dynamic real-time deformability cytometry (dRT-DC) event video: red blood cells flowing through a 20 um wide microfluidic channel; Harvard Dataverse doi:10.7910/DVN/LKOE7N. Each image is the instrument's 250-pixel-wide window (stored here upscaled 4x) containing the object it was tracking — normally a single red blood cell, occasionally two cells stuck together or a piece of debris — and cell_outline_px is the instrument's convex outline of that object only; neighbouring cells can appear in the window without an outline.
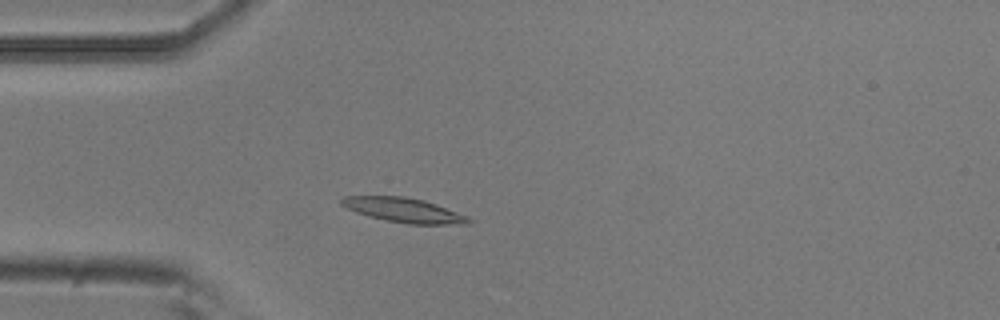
{"species": "common noctule bat (a hibernating species)", "species_latin": "Nyctalus noctula", "temperature_condition": "room temperature", "stored_images_in_passage": 50, "camera_frame_rate_fps": 3000, "um_per_image_px": 0.085, "animal": {"sex": "male", "body_mass_g": 20.5, "forearm_length_mm": 52.5}, "frame": {"image": 1, "passage_image": 11, "time_ms": 3.333, "image_size_px": [1000, 320], "cell_outline_px": [[472, 220], [468, 224], [408, 224], [368, 216], [356, 212], [340, 204], [340, 200], [344, 196], [404, 196], [424, 200], [436, 204], [468, 216]], "centroid_in_image_um": [34.33, 17.85], "position_along_channel_um": 50.7, "area_um2": 18.03}}
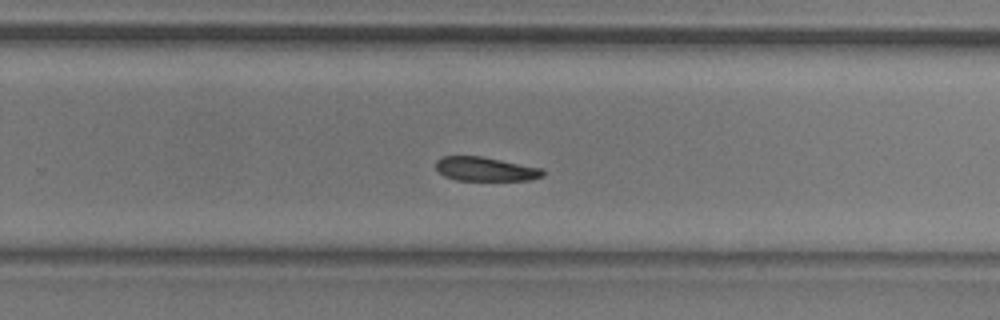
{"frame": {"image": 2, "passage_image": 31, "time_ms": 10.0, "image_size_px": [1000, 320], "cell_outline_px": [[544, 176], [532, 180], [456, 180], [444, 176], [436, 168], [436, 160], [440, 156], [480, 156], [544, 168]], "centroid_in_image_um": [41.28, 14.37], "position_along_channel_um": 288.5, "area_um2": 15.09}}
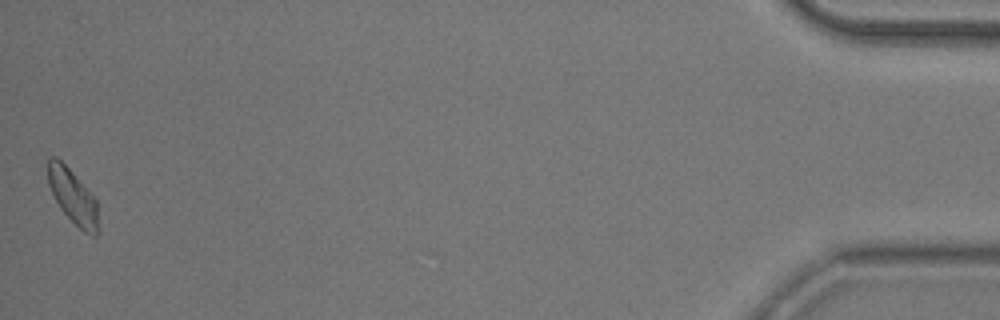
{"frame": {"image": 3, "passage_image": 50, "time_ms": 16.333, "image_size_px": [1000, 320], "cell_outline_px": [[100, 232], [96, 236], [92, 236], [84, 232], [60, 208], [48, 184], [48, 156], [56, 156], [72, 172], [96, 200], [100, 228]], "centroid_in_image_um": [6.22, 16.74], "position_along_channel_um": 429.0, "area_um2": 15.84}, "authors_computed_cell_mechanics": {"area_um2": 16.5886, "velocity_mm_per_s": 3.7159, "shape_relaxation_time_tau1_ms": 5.6777, "shape_relaxation_time_tau2_ms": 8.4641, "deformation_change_tau1": 0.1551, "deformation_change_tau2": 0.159}}